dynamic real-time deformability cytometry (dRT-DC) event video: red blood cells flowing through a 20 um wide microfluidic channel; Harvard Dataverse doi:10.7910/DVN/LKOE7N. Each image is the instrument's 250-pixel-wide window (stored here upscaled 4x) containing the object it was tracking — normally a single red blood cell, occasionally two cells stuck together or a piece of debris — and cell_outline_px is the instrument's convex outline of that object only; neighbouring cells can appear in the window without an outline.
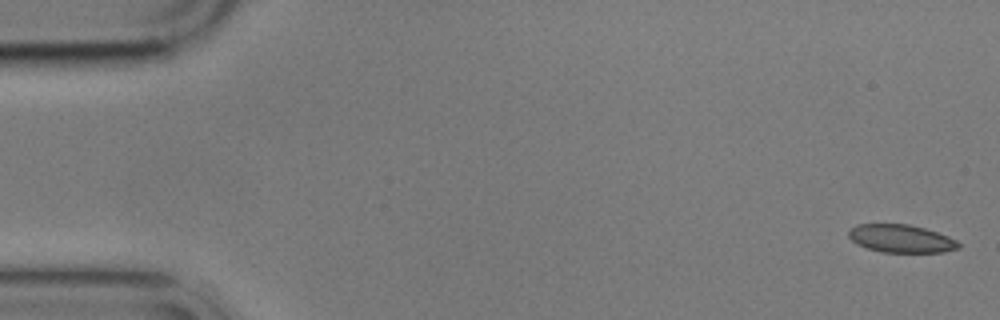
{"species": "common noctule bat (a hibernating species)", "species_latin": "Nyctalus noctula", "temperature_condition": "cold", "stored_images_in_passage": 5, "camera_frame_rate_fps": 3000, "um_per_image_px": 0.085, "animal": {"sex": "male", "body_mass_g": 17.9}, "frame": {"image": 1, "passage_image": 1, "time_ms": 0.0, "image_size_px": [1000, 320], "cell_outline_px": [[960, 248], [944, 252], [880, 252], [856, 244], [848, 236], [848, 232], [856, 224], [908, 224], [924, 228], [948, 236], [956, 240], [960, 244]], "centroid_in_image_um": [76.59, 20.28], "position_along_channel_um": 8.4, "area_um2": 17.86}}
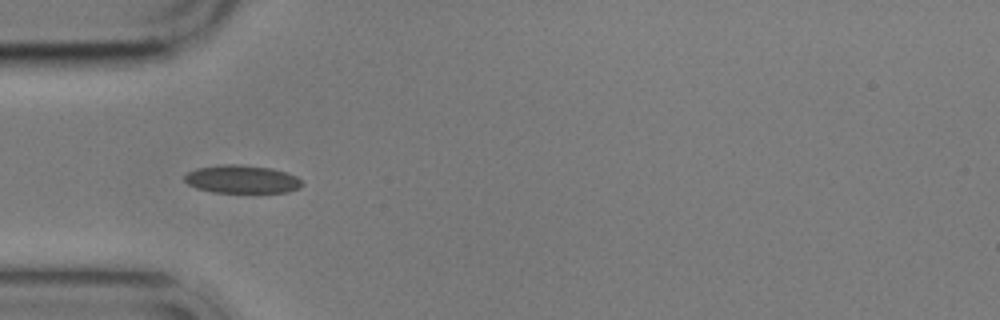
{"frame": {"image": 2, "passage_image": 5, "time_ms": 5.333, "image_size_px": [1000, 320], "cell_outline_px": [[304, 184], [300, 188], [288, 192], [212, 192], [196, 188], [188, 184], [184, 180], [184, 176], [188, 172], [196, 168], [220, 164], [240, 164], [272, 168], [288, 172], [296, 176]], "centroid_in_image_um": [20.57, 15.22], "position_along_channel_um": 64.4, "area_um2": 19.42}}